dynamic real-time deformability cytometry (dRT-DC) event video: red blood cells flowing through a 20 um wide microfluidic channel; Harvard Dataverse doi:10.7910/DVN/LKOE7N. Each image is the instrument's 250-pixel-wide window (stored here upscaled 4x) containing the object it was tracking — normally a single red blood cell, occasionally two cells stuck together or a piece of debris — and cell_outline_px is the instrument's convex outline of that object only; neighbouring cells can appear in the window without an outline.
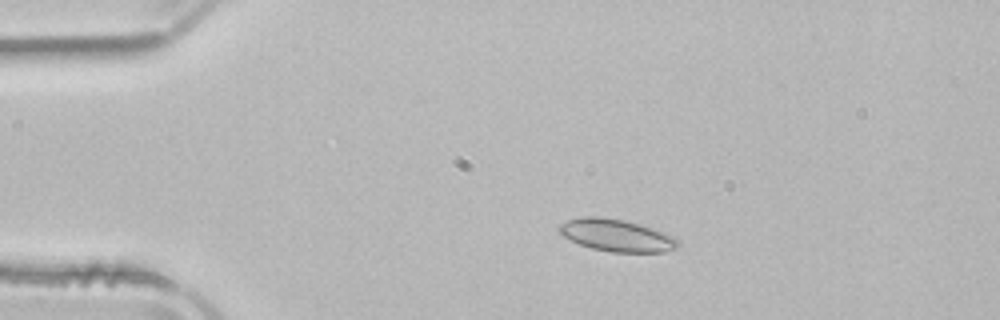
{"species": "common noctule bat (a hibernating species)", "species_latin": "Nyctalus noctula", "temperature_condition": "room temperature", "stored_images_in_passage": 52, "camera_frame_rate_fps": 3000, "um_per_image_px": 0.085, "animal": {"sex": "male", "body_mass_g": 21.5, "forearm_length_mm": 52.0}, "frame": {"image": 1, "passage_image": 10, "time_ms": 3.0, "image_size_px": [1000, 320], "cell_outline_px": [[680, 244], [676, 248], [664, 252], [612, 252], [592, 248], [580, 244], [564, 236], [560, 232], [560, 224], [568, 220], [584, 216], [600, 216], [624, 220], [652, 228], [664, 232], [672, 236]], "centroid_in_image_um": [52.42, 20.0], "position_along_channel_um": 32.6, "area_um2": 21.96}}
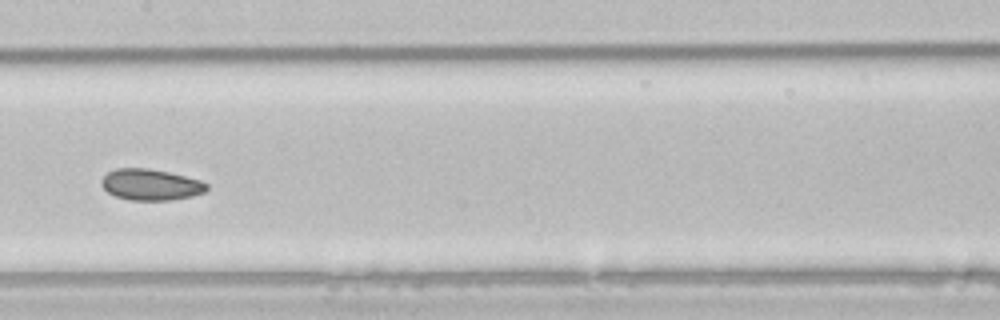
{"frame": {"image": 2, "passage_image": 26, "time_ms": 8.333, "image_size_px": [1000, 320], "cell_outline_px": [[208, 188], [204, 192], [192, 196], [172, 200], [132, 200], [116, 196], [108, 192], [100, 184], [100, 180], [108, 172], [116, 168], [148, 168], [168, 172], [200, 180], [208, 184]], "centroid_in_image_um": [12.8, 15.69], "position_along_channel_um": 194.6, "area_um2": 19.07}}
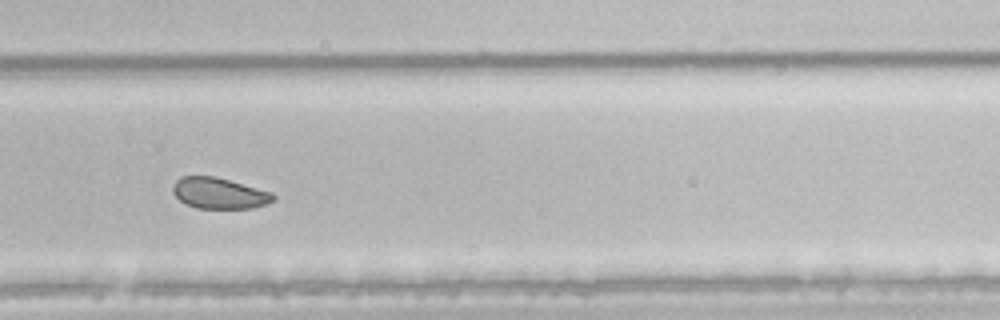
{"frame": {"image": 3, "passage_image": 35, "time_ms": 11.333, "image_size_px": [1000, 320], "cell_outline_px": [[276, 200], [268, 204], [252, 208], [196, 208], [180, 200], [172, 192], [172, 184], [180, 176], [216, 176], [272, 192], [276, 196]], "centroid_in_image_um": [18.65, 16.41], "position_along_channel_um": 311.1, "area_um2": 18.32}, "authors_computed_cell_mechanics": {"area_um2": 21.2993, "velocity_mm_per_s": 3.9104, "shape_relaxation_time_tau1_ms": 5.1311, "shape_relaxation_time_tau2_ms": 1.4058, "deformation_change_tau1": 0.0713, "deformation_change_tau2": 0.0479}}